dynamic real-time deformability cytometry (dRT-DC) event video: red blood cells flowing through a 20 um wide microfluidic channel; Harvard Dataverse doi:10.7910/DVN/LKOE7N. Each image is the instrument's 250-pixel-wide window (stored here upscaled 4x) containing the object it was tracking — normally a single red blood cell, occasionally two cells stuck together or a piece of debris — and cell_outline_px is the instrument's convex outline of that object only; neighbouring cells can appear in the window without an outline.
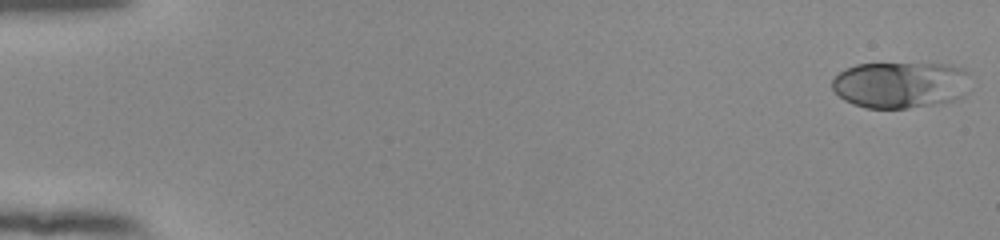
{"species": "human", "species_latin": "Homo sapiens", "temperature_condition": "room temperature", "stored_images_in_passage": 54, "camera_frame_rate_fps": 3000, "um_per_image_px": 0.085, "donor": {"sex": "female"}, "frame": {"image": 1, "passage_image": 1, "time_ms": 0.0, "image_size_px": [1000, 240], "cell_outline_px": [[968, 72], [964, 96], [956, 100], [936, 104], [908, 108], [864, 108], [852, 104], [844, 100], [832, 88], [832, 80], [840, 72], [856, 64], [948, 64], [964, 68]], "centroid_in_image_um": [76.53, 7.22], "position_along_channel_um": 8.5, "area_um2": 37.4}}
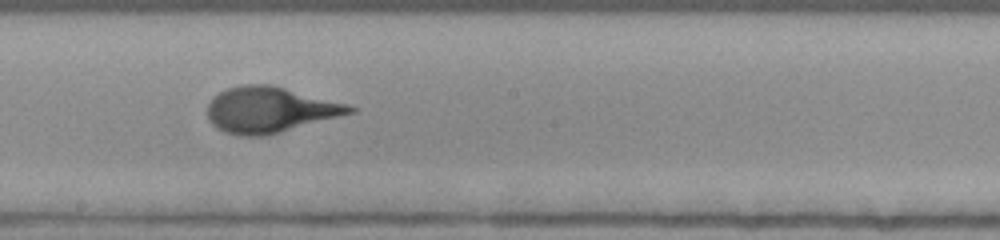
{"frame": {"image": 2, "passage_image": 31, "time_ms": 10.0, "image_size_px": [1000, 240], "cell_outline_px": [[360, 108], [356, 112], [268, 136], [240, 136], [224, 132], [216, 128], [208, 120], [208, 104], [220, 92], [228, 88], [244, 84], [268, 84], [348, 104]], "centroid_in_image_um": [22.96, 9.35], "position_along_channel_um": 225.2, "area_um2": 37.97}}
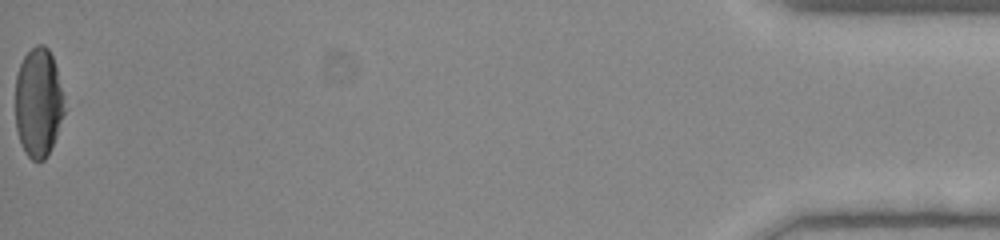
{"frame": {"image": 3, "passage_image": 54, "time_ms": 17.667, "image_size_px": [1000, 240], "cell_outline_px": [[68, 108], [56, 136], [44, 160], [32, 160], [24, 152], [16, 128], [16, 76], [20, 64], [24, 56], [36, 44], [44, 44], [48, 48], [52, 56], [56, 68]], "centroid_in_image_um": [3.29, 8.7], "position_along_channel_um": 431.9, "area_um2": 31.5}}